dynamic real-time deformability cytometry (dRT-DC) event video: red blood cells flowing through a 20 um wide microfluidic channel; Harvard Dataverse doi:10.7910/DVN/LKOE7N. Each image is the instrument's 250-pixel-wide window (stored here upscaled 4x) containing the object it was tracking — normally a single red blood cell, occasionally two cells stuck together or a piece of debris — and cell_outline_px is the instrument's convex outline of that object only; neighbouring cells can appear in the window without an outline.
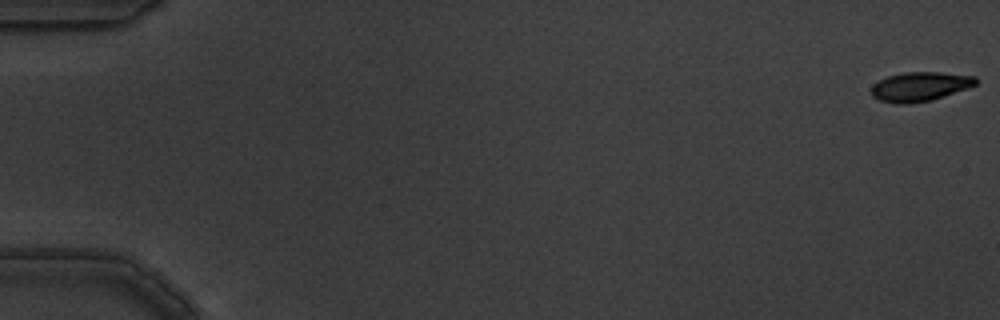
{"species": "common noctule bat (a hibernating species)", "species_latin": "Nyctalus noctula", "temperature_condition": "warm", "stored_images_in_passage": 5, "camera_frame_rate_fps": 3000, "um_per_image_px": 0.085, "animal": {"sex": "male", "body_mass_g": 19.5, "forearm_length_mm": 54.6}, "frame": {"image": 1, "passage_image": 1, "time_ms": 0.0, "image_size_px": [1000, 320], "cell_outline_px": [[976, 84], [968, 88], [932, 100], [908, 104], [896, 104], [880, 100], [872, 96], [872, 84], [888, 76], [904, 72], [940, 72], [976, 76]], "centroid_in_image_um": [78.19, 7.36], "position_along_channel_um": 6.8, "area_um2": 17.8}}
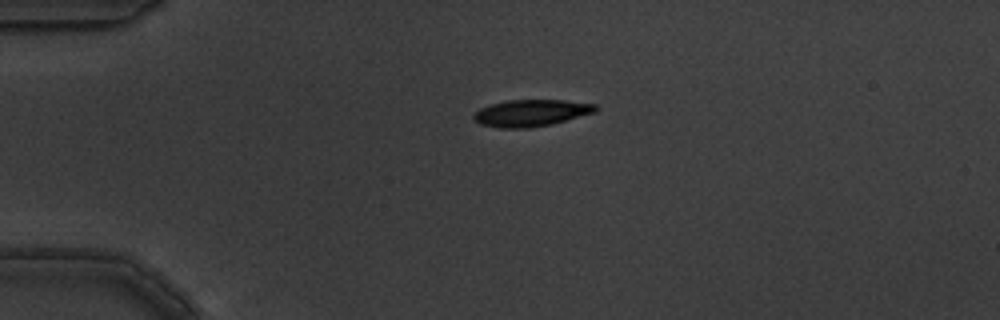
{"frame": {"image": 2, "passage_image": 4, "time_ms": 1.0, "image_size_px": [1000, 320], "cell_outline_px": [[600, 108], [596, 112], [552, 124], [532, 128], [500, 128], [480, 124], [472, 116], [480, 108], [492, 104], [508, 100], [564, 100], [596, 104]], "centroid_in_image_um": [45.19, 9.6], "position_along_channel_um": 39.8, "area_um2": 19.07}}